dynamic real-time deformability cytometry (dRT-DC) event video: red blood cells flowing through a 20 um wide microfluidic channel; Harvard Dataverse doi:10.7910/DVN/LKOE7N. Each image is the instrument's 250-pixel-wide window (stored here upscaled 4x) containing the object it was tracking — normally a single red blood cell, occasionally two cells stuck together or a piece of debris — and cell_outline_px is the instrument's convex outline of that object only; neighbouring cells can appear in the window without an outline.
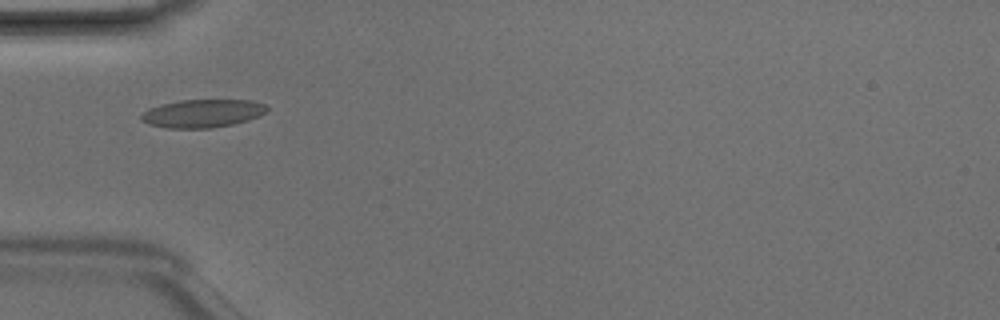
{"species": "Egyptian fruit bat (a non-hibernating species)", "species_latin": "Rousettus aegyptiacus", "temperature_condition": "room temperature", "stored_images_in_passage": 4, "camera_frame_rate_fps": 3000, "um_per_image_px": 0.085, "animal": {"sex": "male"}, "frame": {"image": 1, "passage_image": 2, "time_ms": 0.333, "image_size_px": [1000, 320], "cell_outline_px": [[268, 108], [260, 116], [248, 120], [232, 124], [212, 128], [168, 128], [148, 124], [140, 120], [140, 116], [148, 108], [160, 104], [180, 100], [252, 100], [264, 104]], "centroid_in_image_um": [17.19, 9.64], "position_along_channel_um": 67.8, "area_um2": 20.63}}